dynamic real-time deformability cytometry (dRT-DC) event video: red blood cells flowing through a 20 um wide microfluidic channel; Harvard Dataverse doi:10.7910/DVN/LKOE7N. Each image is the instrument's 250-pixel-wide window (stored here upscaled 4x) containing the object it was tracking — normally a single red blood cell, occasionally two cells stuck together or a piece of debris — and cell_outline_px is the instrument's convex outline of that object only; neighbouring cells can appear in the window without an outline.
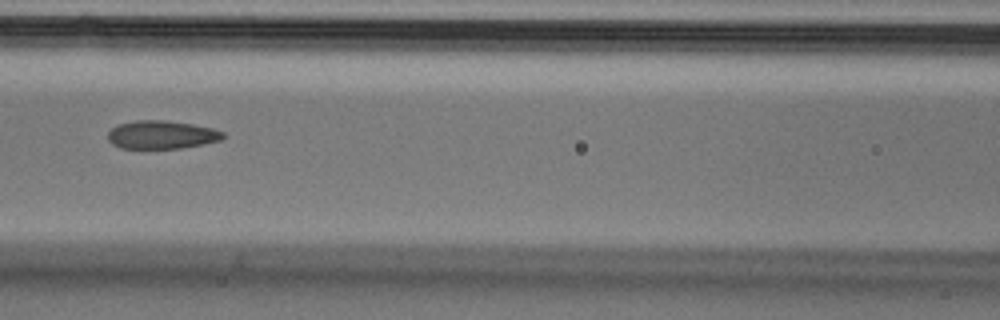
{"species": "Egyptian fruit bat (a non-hibernating species)", "species_latin": "Rousettus aegyptiacus", "temperature_condition": "cold", "stored_images_in_passage": 7, "camera_frame_rate_fps": 3000, "um_per_image_px": 0.085, "animal": {"sex": "male"}, "frame": {"image": 1, "passage_image": 7, "time_ms": 2.0, "image_size_px": [1000, 320], "cell_outline_px": [[224, 136], [220, 140], [204, 144], [180, 148], [120, 148], [112, 144], [108, 140], [108, 132], [112, 128], [120, 124], [136, 120], [164, 120], [192, 124], [212, 128], [224, 132]], "centroid_in_image_um": [13.73, 11.45], "position_along_channel_um": 152.9, "area_um2": 18.84}}